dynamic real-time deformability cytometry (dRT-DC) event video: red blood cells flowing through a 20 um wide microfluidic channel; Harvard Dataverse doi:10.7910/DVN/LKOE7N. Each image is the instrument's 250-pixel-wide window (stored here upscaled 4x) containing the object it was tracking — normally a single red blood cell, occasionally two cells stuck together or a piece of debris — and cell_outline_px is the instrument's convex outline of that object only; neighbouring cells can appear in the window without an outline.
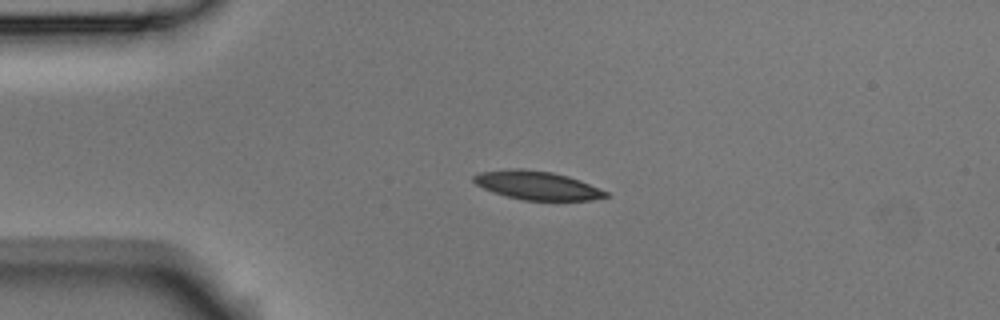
{"species": "Egyptian fruit bat (a non-hibernating species)", "species_latin": "Rousettus aegyptiacus", "temperature_condition": "room temperature", "stored_images_in_passage": 3, "camera_frame_rate_fps": 3000, "um_per_image_px": 0.085, "animal": {"sex": "male"}, "frame": {"image": 1, "passage_image": 3, "time_ms": 0.667, "image_size_px": [1000, 320], "cell_outline_px": [[608, 196], [592, 200], [524, 200], [492, 192], [476, 184], [472, 180], [472, 176], [480, 172], [512, 168], [520, 168], [552, 172], [568, 176], [580, 180], [608, 192]], "centroid_in_image_um": [45.63, 15.75], "position_along_channel_um": 39.4, "area_um2": 21.91}}